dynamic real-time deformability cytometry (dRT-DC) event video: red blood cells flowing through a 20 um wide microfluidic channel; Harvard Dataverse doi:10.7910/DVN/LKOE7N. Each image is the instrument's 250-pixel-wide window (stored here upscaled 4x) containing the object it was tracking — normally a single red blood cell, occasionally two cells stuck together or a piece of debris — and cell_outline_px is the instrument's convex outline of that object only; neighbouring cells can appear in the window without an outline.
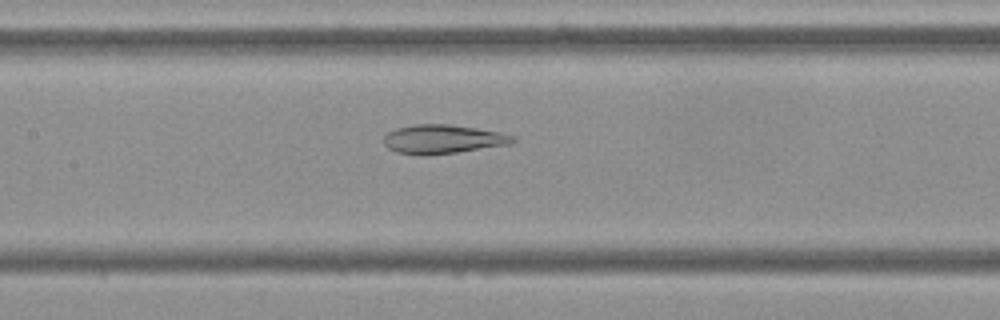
{"species": "Egyptian fruit bat (a non-hibernating species)", "species_latin": "Rousettus aegyptiacus", "temperature_condition": "cold", "stored_images_in_passage": 54, "camera_frame_rate_fps": 3000, "um_per_image_px": 0.085, "frame": {"image": 1, "passage_image": 25, "time_ms": 8.0, "image_size_px": [1000, 320], "cell_outline_px": [[516, 140], [508, 144], [456, 152], [396, 152], [388, 148], [384, 144], [384, 136], [388, 132], [396, 128], [416, 124], [448, 124], [476, 128], [500, 132], [516, 136]], "centroid_in_image_um": [37.67, 11.78], "position_along_channel_um": 169.7, "area_um2": 20.81}}
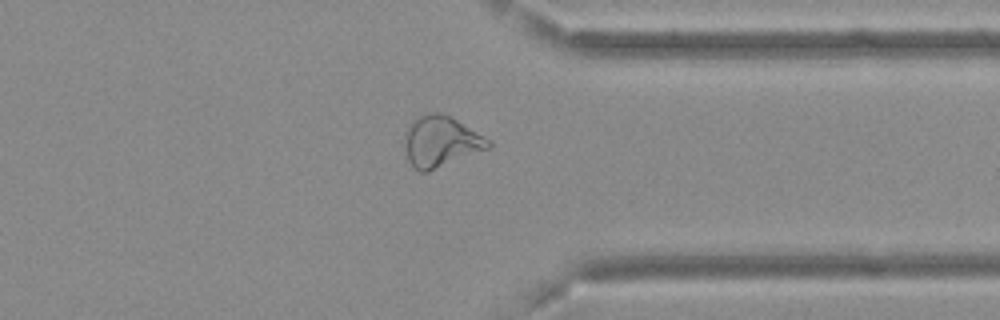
{"frame": {"image": 2, "passage_image": 42, "time_ms": 13.667, "image_size_px": [1000, 320], "cell_outline_px": [[492, 144], [488, 148], [428, 172], [420, 172], [412, 168], [408, 160], [404, 144], [404, 132], [408, 124], [416, 116], [428, 112], [440, 112], [456, 120], [492, 140]], "centroid_in_image_um": [37.42, 12.02], "position_along_channel_um": 374.0, "area_um2": 25.03}}
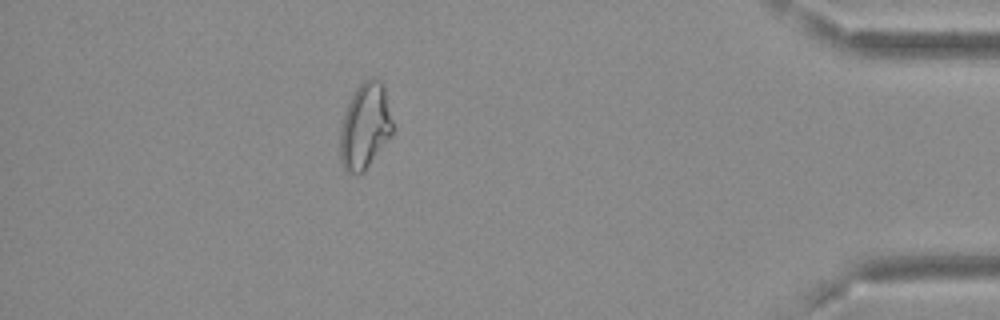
{"frame": {"image": 3, "passage_image": 48, "time_ms": 15.667, "image_size_px": [1000, 320], "cell_outline_px": [[392, 136], [364, 172], [356, 176], [348, 172], [344, 168], [340, 160], [340, 128], [344, 112], [356, 88], [364, 80], [372, 76], [380, 80], [384, 88], [392, 120]], "centroid_in_image_um": [31.02, 10.75], "position_along_channel_um": 404.2, "area_um2": 26.47}, "authors_computed_cell_mechanics": {"area_um2": 25.6343, "velocity_mm_per_s": 3.6676, "shape_relaxation_time_tau1_ms": null, "shape_relaxation_time_tau2_ms": 3.6442, "deformation_change_tau1": null, "deformation_change_tau2": 0.0873}}